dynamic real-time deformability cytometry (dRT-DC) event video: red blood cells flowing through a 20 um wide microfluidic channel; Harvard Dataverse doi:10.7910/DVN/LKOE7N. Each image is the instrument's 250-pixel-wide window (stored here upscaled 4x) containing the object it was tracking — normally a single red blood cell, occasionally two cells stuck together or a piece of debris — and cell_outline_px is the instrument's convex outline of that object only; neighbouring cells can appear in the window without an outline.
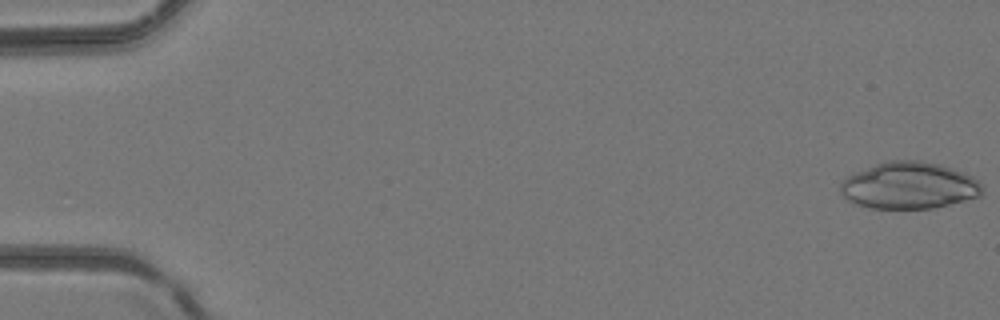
{"species": "common noctule bat (a hibernating species)", "species_latin": "Nyctalus noctula", "temperature_condition": "room temperature", "stored_images_in_passage": 19, "camera_frame_rate_fps": 3000, "um_per_image_px": 0.085, "animal": {"sex": "female", "body_mass_g": 24.6, "forearm_length_mm": 56.2}, "frame": {"image": 1, "passage_image": 1, "time_ms": 0.0, "image_size_px": [1000, 320], "cell_outline_px": [[984, 192], [980, 196], [932, 208], [868, 208], [856, 204], [848, 200], [840, 192], [840, 184], [848, 176], [856, 172], [876, 164], [888, 160], [920, 160], [940, 164], [964, 172], [972, 176], [984, 188]], "centroid_in_image_um": [77.28, 15.76], "position_along_channel_um": 7.7, "area_um2": 38.55}}